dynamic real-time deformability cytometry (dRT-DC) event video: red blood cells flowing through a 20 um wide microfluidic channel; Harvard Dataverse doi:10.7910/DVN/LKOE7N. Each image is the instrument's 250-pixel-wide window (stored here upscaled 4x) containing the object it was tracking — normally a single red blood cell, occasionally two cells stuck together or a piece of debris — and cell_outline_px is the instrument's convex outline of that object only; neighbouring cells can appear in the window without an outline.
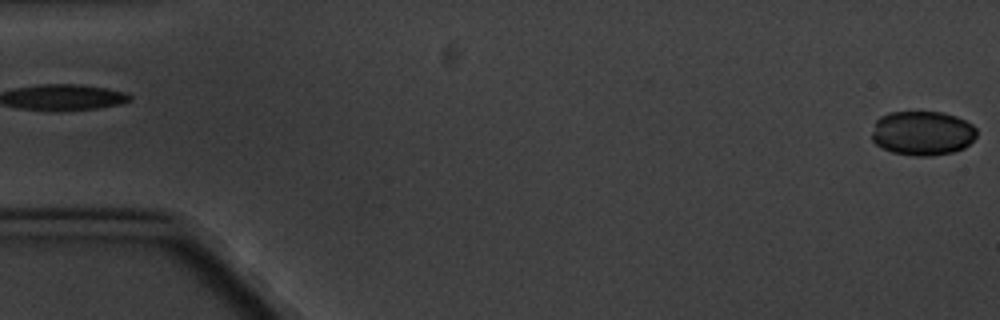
{"species": "common noctule bat (a hibernating species)", "species_latin": "Nyctalus noctula", "temperature_condition": "cold", "stored_images_in_passage": 4, "segment_of_instrument_passage": [2, 2], "camera_frame_rate_fps": 3000, "um_per_image_px": 0.085, "animal": {"sex": "male", "body_mass_g": 20.1, "forearm_length_mm": 53.5}, "frame": {"image": 1, "passage_image": 4, "time_ms": 4.333, "image_size_px": [1000, 320], "cell_outline_px": [[976, 136], [964, 148], [952, 152], [932, 156], [916, 156], [892, 152], [876, 144], [872, 140], [872, 132], [876, 120], [880, 116], [888, 112], [940, 112], [956, 116], [972, 124], [976, 128]], "centroid_in_image_um": [78.4, 11.31], "position_along_channel_um": 6.6, "area_um2": 27.11}}